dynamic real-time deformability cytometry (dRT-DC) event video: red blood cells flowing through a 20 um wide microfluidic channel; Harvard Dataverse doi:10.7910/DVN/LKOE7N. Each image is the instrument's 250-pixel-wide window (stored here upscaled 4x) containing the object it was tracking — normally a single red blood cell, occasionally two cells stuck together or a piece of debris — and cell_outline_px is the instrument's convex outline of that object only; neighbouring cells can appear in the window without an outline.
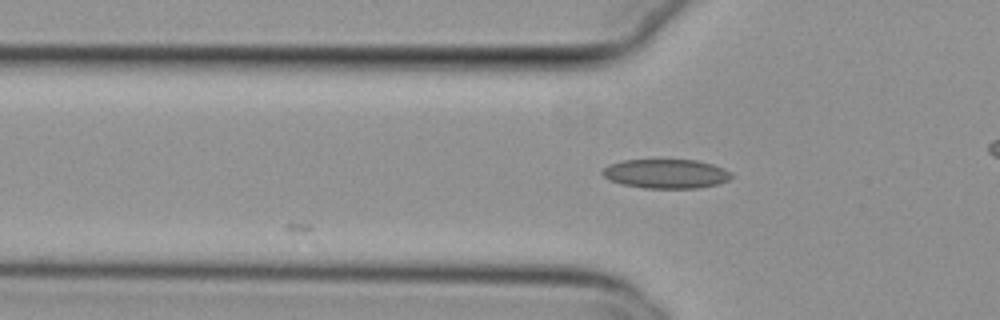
{"species": "common noctule bat (a hibernating species)", "species_latin": "Nyctalus noctula", "temperature_condition": "cold", "stored_images_in_passage": 9, "camera_frame_rate_fps": 3000, "um_per_image_px": 0.085, "animal": {"sex": "female", "body_mass_g": 29.2, "forearm_length_mm": 56.3}, "frame": {"image": 1, "passage_image": 2, "time_ms": 0.333, "image_size_px": [1000, 320], "cell_outline_px": [[732, 176], [728, 180], [716, 184], [700, 188], [644, 188], [620, 184], [608, 180], [600, 172], [608, 164], [624, 160], [696, 160], [712, 164], [724, 168], [732, 172]], "centroid_in_image_um": [56.59, 14.77], "position_along_channel_um": 69.2, "area_um2": 22.08}}